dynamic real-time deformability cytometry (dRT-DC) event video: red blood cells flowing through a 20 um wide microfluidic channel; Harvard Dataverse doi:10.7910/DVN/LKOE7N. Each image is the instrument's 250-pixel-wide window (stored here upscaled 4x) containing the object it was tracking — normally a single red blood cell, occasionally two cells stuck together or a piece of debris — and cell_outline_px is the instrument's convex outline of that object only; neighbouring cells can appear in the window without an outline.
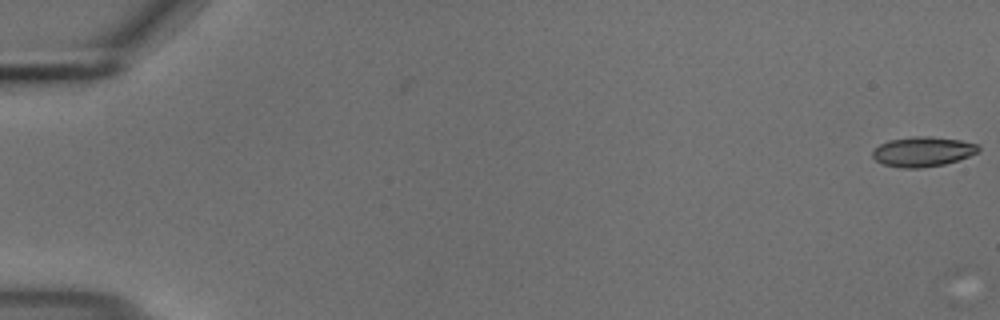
{"species": "common noctule bat (a hibernating species)", "species_latin": "Nyctalus noctula", "temperature_condition": "cold", "stored_images_in_passage": 9, "camera_frame_rate_fps": 3000, "um_per_image_px": 0.085, "animal": {"sex": "male", "body_mass_g": 18.8}, "frame": {"image": 1, "passage_image": 1, "time_ms": 0.0, "image_size_px": [1000, 320], "cell_outline_px": [[980, 152], [944, 164], [920, 168], [900, 168], [884, 164], [876, 160], [872, 156], [872, 152], [880, 144], [888, 140], [912, 136], [932, 136], [960, 140], [976, 144], [980, 148]], "centroid_in_image_um": [78.43, 12.88], "position_along_channel_um": 6.6, "area_um2": 18.38}}